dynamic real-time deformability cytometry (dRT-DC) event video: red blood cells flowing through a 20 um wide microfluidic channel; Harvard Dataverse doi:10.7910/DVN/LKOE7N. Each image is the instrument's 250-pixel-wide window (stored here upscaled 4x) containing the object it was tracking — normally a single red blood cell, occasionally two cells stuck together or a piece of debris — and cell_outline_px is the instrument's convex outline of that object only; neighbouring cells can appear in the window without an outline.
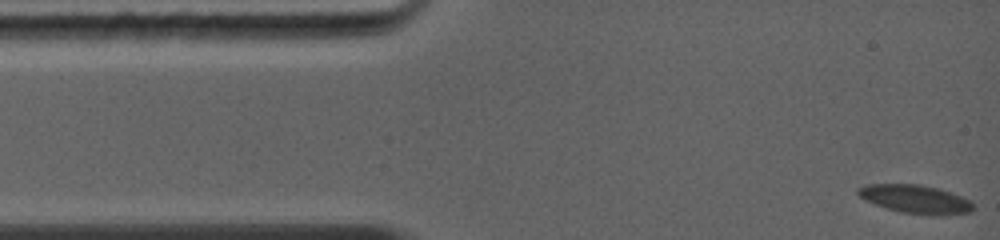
{"species": "common noctule bat (a hibernating species)", "species_latin": "Nyctalus noctula", "temperature_condition": "warm", "stored_images_in_passage": 35, "camera_frame_rate_fps": 5000, "um_per_image_px": 0.085, "animal": {"sex": "female", "body_mass_g": 19.0, "forearm_length_mm": 56.7}, "frame": {"image": 1, "passage_image": 1, "time_ms": 0.0, "image_size_px": [1000, 240], "cell_outline_px": [[972, 212], [936, 216], [900, 212], [864, 200], [856, 192], [856, 188], [864, 184], [920, 184], [936, 188], [972, 200]], "centroid_in_image_um": [77.79, 16.92], "position_along_channel_um": 7.2, "area_um2": 19.07}}
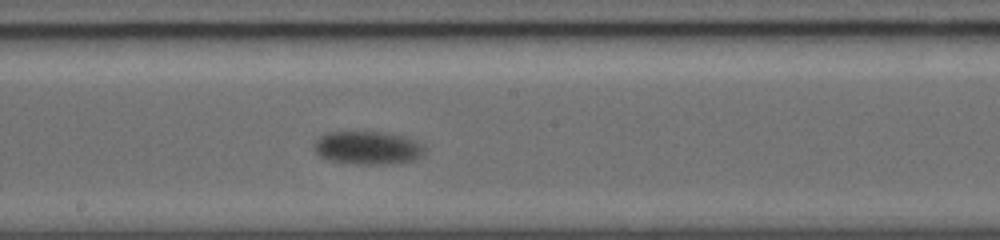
{"frame": {"image": 2, "passage_image": 20, "time_ms": 7.2, "image_size_px": [1000, 240], "cell_outline_px": [[424, 152], [420, 156], [412, 160], [384, 164], [352, 164], [332, 160], [320, 156], [316, 152], [316, 140], [320, 136], [328, 132], [384, 132], [400, 136], [412, 140], [420, 144], [424, 148]], "centroid_in_image_um": [31.22, 12.56], "position_along_channel_um": 217.0, "area_um2": 20.81}}
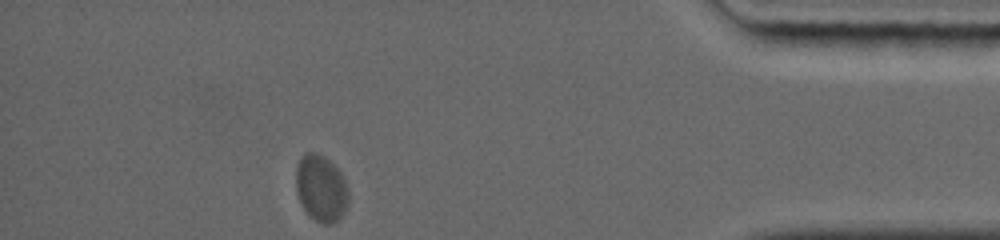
{"frame": {"image": 3, "passage_image": 35, "time_ms": 13.2, "image_size_px": [1000, 240], "cell_outline_px": [[348, 204], [344, 212], [332, 224], [324, 224], [316, 220], [304, 208], [300, 200], [296, 188], [296, 168], [300, 160], [308, 152], [316, 152], [324, 156], [344, 176], [348, 188]], "centroid_in_image_um": [27.31, 15.99], "position_along_channel_um": 407.9, "area_um2": 20.06}, "authors_computed_cell_mechanics": {"area_um2": 20.4034, "velocity_mm_per_s": 3.9863, "shape_relaxation_time_tau1_ms": 2.8301, "shape_relaxation_time_tau2_ms": null, "deformation_change_tau1": 0.0888, "deformation_change_tau2": null}}